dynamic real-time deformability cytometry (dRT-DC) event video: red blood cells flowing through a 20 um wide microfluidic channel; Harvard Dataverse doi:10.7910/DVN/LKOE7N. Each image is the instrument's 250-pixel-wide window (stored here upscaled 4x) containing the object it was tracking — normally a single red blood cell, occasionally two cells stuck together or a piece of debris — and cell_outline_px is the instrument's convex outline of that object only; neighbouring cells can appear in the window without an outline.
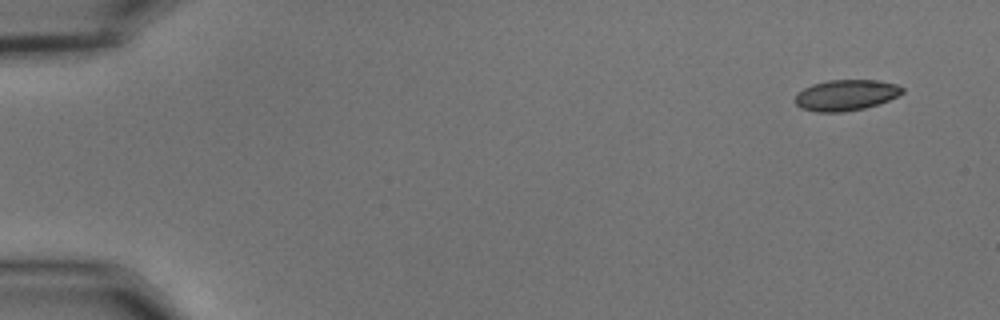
{"species": "common noctule bat (a hibernating species)", "species_latin": "Nyctalus noctula", "temperature_condition": "cold", "stored_images_in_passage": 53, "camera_frame_rate_fps": 3000, "um_per_image_px": 0.085, "animal": {"sex": "male", "body_mass_g": 15.6}, "frame": {"image": 1, "passage_image": 1, "time_ms": 0.0, "image_size_px": [1000, 320], "cell_outline_px": [[904, 92], [880, 104], [864, 108], [844, 112], [816, 112], [800, 108], [796, 104], [796, 92], [812, 84], [828, 80], [880, 80], [896, 84], [904, 88]], "centroid_in_image_um": [71.9, 8.08], "position_along_channel_um": 13.1, "area_um2": 19.42}}
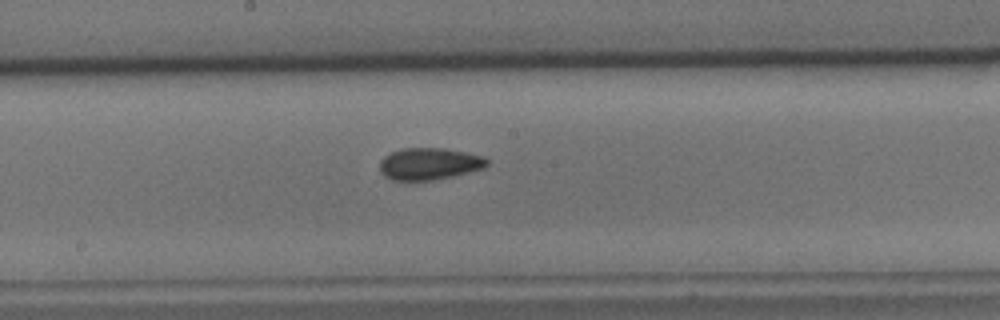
{"frame": {"image": 2, "passage_image": 28, "time_ms": 9.0, "image_size_px": [1000, 320], "cell_outline_px": [[488, 164], [484, 168], [452, 176], [432, 180], [392, 180], [384, 176], [380, 172], [380, 160], [384, 156], [400, 148], [444, 148], [484, 156], [488, 160]], "centroid_in_image_um": [36.47, 13.92], "position_along_channel_um": 211.7, "area_um2": 19.94}}
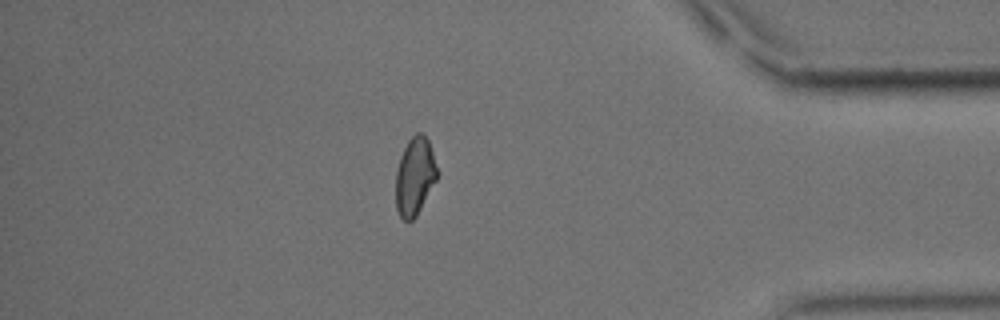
{"frame": {"image": 3, "passage_image": 46, "time_ms": 15.0, "image_size_px": [1000, 320], "cell_outline_px": [[436, 180], [416, 216], [412, 220], [404, 220], [400, 216], [396, 208], [396, 172], [400, 156], [408, 140], [416, 132], [420, 132], [428, 140], [432, 152], [436, 168]], "centroid_in_image_um": [35.23, 14.98], "position_along_channel_um": 400.0, "area_um2": 18.38}, "authors_computed_cell_mechanics": {"area_um2": 19.652, "velocity_mm_per_s": 3.6318, "shape_relaxation_time_tau1_ms": 6.2743, "shape_relaxation_time_tau2_ms": 2.1338, "deformation_change_tau1": 0.1148, "deformation_change_tau2": 0.0779}}